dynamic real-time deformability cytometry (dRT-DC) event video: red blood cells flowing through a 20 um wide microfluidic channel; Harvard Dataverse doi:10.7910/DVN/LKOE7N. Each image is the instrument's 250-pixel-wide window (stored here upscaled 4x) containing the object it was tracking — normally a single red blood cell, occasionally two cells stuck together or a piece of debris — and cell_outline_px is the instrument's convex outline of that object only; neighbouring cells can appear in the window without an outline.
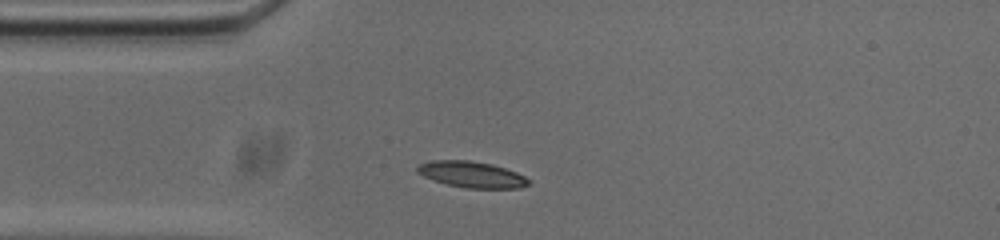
{"species": "common noctule bat (a hibernating species)", "species_latin": "Nyctalus noctula", "temperature_condition": "cold", "stored_images_in_passage": 42, "camera_frame_rate_fps": 3000, "um_per_image_px": 0.085, "animal": {"sex": "male", "body_mass_g": 20.0, "forearm_length_mm": 53.3}, "frame": {"image": 1, "passage_image": 1, "time_ms": 0.0, "image_size_px": [1000, 240], "cell_outline_px": [[532, 184], [520, 188], [464, 188], [432, 180], [416, 172], [416, 164], [432, 160], [468, 160], [492, 164], [516, 172], [532, 180]], "centroid_in_image_um": [40.1, 14.83], "position_along_channel_um": 44.9, "area_um2": 17.17}}
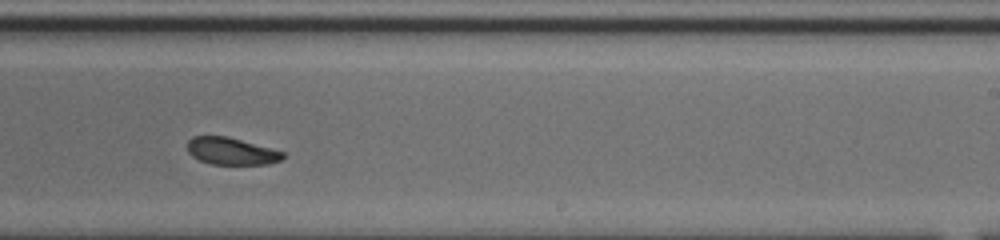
{"frame": {"image": 2, "passage_image": 20, "time_ms": 6.333, "image_size_px": [1000, 240], "cell_outline_px": [[284, 156], [280, 160], [268, 164], [212, 164], [200, 160], [192, 156], [188, 152], [188, 140], [192, 136], [228, 136], [284, 152]], "centroid_in_image_um": [19.64, 12.84], "position_along_channel_um": 269.4, "area_um2": 14.97}}
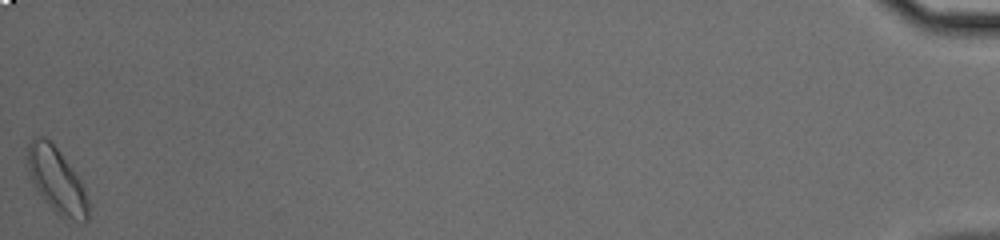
{"frame": {"image": 3, "passage_image": 42, "time_ms": 13.667, "image_size_px": [1000, 240], "cell_outline_px": [[88, 220], [80, 224], [60, 216], [44, 200], [36, 188], [28, 172], [24, 160], [28, 144], [32, 136], [44, 136], [60, 152], [80, 180], [88, 200]], "centroid_in_image_um": [4.77, 15.32], "position_along_channel_um": 430.4, "area_um2": 23.24}, "authors_computed_cell_mechanics": {"area_um2": 16.7909, "velocity_mm_per_s": 3.7033, "shape_relaxation_time_tau1_ms": 2.2105, "shape_relaxation_time_tau2_ms": 9.2419, "deformation_change_tau1": 0.089, "deformation_change_tau2": 0.1657}}